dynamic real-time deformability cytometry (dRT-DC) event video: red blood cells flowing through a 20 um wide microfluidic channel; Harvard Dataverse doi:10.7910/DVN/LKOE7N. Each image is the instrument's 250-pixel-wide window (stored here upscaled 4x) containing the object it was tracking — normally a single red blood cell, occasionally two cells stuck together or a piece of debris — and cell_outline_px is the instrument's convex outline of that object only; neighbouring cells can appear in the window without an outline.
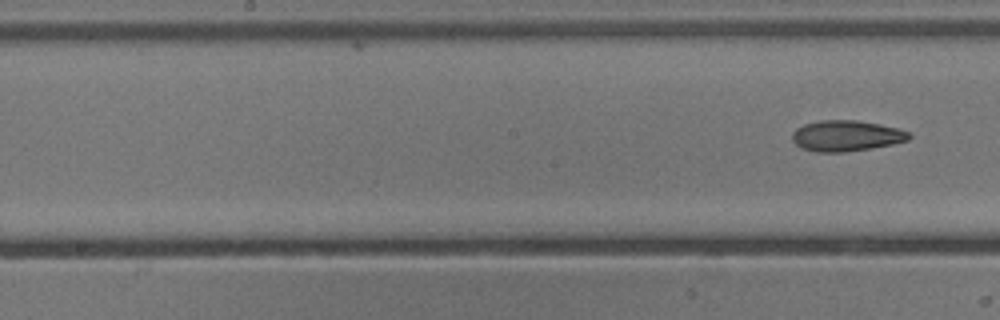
{"species": "common noctule bat (a hibernating species)", "species_latin": "Nyctalus noctula", "temperature_condition": "cold", "stored_images_in_passage": 8, "segment_of_instrument_passage": [2, 2], "camera_frame_rate_fps": 3000, "um_per_image_px": 0.085, "animal": {"sex": "male", "body_mass_g": 13.3}, "frame": {"image": 1, "passage_image": 8, "time_ms": 9.0, "image_size_px": [1000, 320], "cell_outline_px": [[912, 136], [908, 140], [892, 144], [872, 148], [844, 152], [816, 152], [800, 148], [792, 140], [792, 132], [796, 128], [804, 124], [820, 120], [856, 120], [880, 124], [900, 128], [912, 132]], "centroid_in_image_um": [71.95, 11.54], "position_along_channel_um": 176.2, "area_um2": 21.27}}